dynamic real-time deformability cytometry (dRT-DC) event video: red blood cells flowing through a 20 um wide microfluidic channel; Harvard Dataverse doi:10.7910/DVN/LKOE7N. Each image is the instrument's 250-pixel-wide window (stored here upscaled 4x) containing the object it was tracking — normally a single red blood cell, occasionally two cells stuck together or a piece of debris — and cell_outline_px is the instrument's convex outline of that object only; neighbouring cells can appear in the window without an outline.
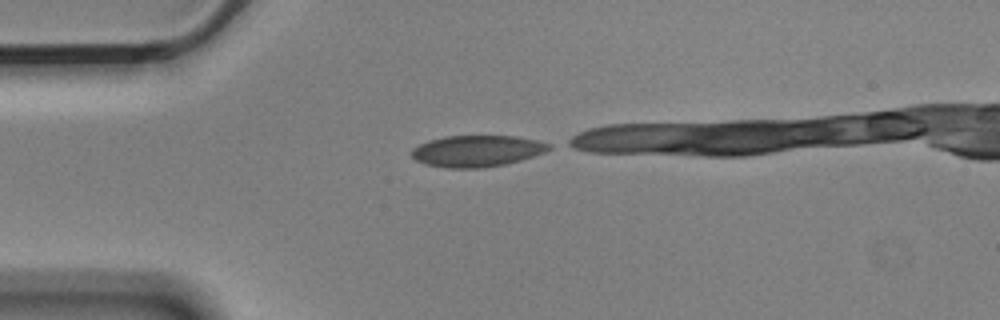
{"species": "Egyptian fruit bat (a non-hibernating species)", "species_latin": "Rousettus aegyptiacus", "temperature_condition": "cold", "stored_images_in_passage": 11, "camera_frame_rate_fps": 3000, "um_per_image_px": 0.085, "animal": {"sex": "male"}, "frame": {"image": 1, "passage_image": 1, "time_ms": 0.0, "image_size_px": [1000, 320], "cell_outline_px": [[552, 148], [544, 152], [520, 160], [504, 164], [480, 168], [448, 168], [424, 164], [416, 160], [412, 156], [412, 148], [428, 140], [444, 136], [516, 136], [536, 140], [552, 144]], "centroid_in_image_um": [40.53, 12.83], "position_along_channel_um": 44.5, "area_um2": 25.09}}
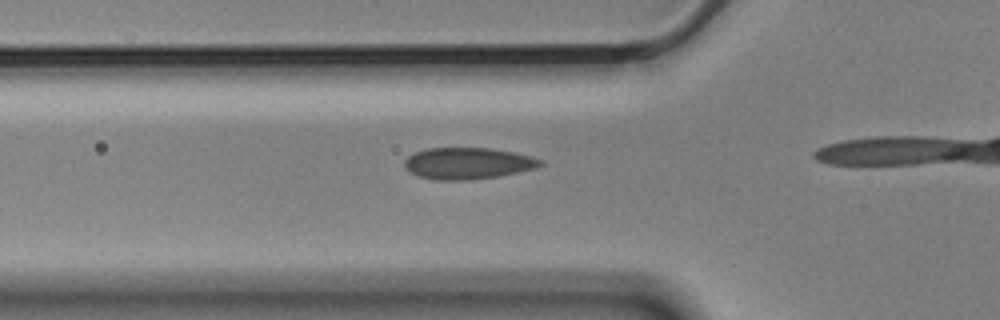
{"frame": {"image": 2, "passage_image": 6, "time_ms": 1.667, "image_size_px": [1000, 320], "cell_outline_px": [[544, 164], [536, 168], [496, 176], [468, 180], [436, 180], [416, 176], [408, 172], [404, 168], [404, 160], [408, 156], [416, 152], [428, 148], [492, 148], [532, 156], [544, 160]], "centroid_in_image_um": [39.73, 13.88], "position_along_channel_um": 86.1, "area_um2": 25.09}}
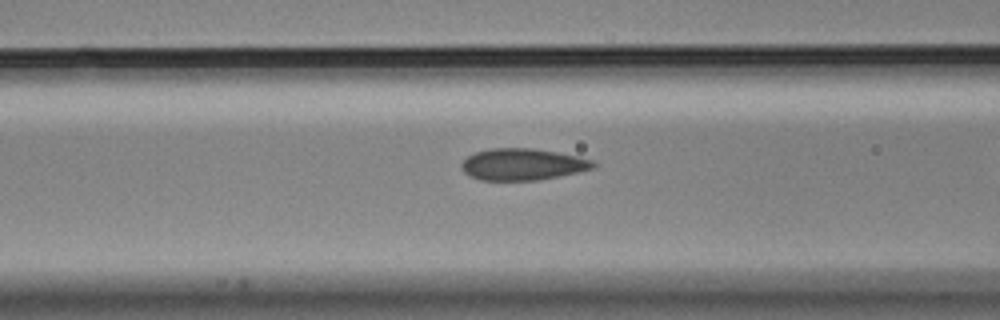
{"frame": {"image": 3, "passage_image": 9, "time_ms": 2.667, "image_size_px": [1000, 320], "cell_outline_px": [[596, 168], [536, 180], [480, 180], [468, 176], [460, 168], [460, 164], [468, 156], [476, 152], [488, 148], [532, 148], [556, 152], [576, 156], [592, 160], [596, 164]], "centroid_in_image_um": [44.37, 13.97], "position_along_channel_um": 122.2, "area_um2": 24.22}}